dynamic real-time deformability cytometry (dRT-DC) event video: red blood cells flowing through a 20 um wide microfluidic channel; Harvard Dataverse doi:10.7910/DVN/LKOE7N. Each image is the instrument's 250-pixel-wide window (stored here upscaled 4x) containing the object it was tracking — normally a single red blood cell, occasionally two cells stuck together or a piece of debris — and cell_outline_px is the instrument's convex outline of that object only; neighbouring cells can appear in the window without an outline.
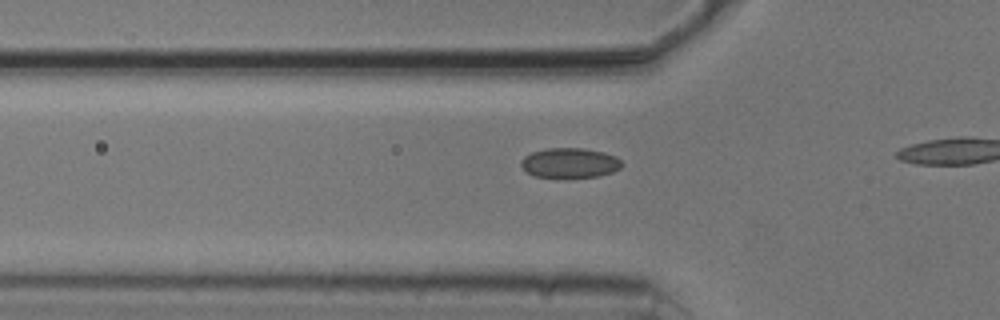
{"species": "common noctule bat (a hibernating species)", "species_latin": "Nyctalus noctula", "temperature_condition": "cold", "stored_images_in_passage": 18, "camera_frame_rate_fps": 3000, "um_per_image_px": 0.085, "animal": {"sex": "male", "body_mass_g": 20.5, "forearm_length_mm": 52.5}, "frame": {"image": 1, "passage_image": 13, "time_ms": 4.0, "image_size_px": [1000, 320], "cell_outline_px": [[624, 164], [620, 168], [612, 172], [600, 176], [536, 176], [528, 172], [520, 164], [520, 160], [524, 156], [532, 152], [544, 148], [584, 148], [604, 152], [616, 156]], "centroid_in_image_um": [48.45, 13.81], "position_along_channel_um": 77.3, "area_um2": 17.34}}
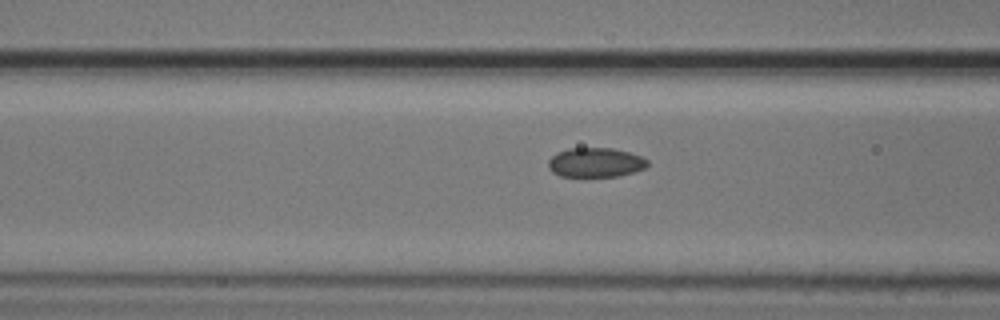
{"frame": {"image": 2, "passage_image": 16, "time_ms": 5.0, "image_size_px": [1000, 320], "cell_outline_px": [[648, 164], [644, 168], [632, 172], [616, 176], [560, 176], [552, 172], [548, 168], [548, 160], [556, 152], [568, 148], [612, 148], [628, 152], [640, 156], [648, 160]], "centroid_in_image_um": [50.57, 13.8], "position_along_channel_um": 116.0, "area_um2": 16.94}}